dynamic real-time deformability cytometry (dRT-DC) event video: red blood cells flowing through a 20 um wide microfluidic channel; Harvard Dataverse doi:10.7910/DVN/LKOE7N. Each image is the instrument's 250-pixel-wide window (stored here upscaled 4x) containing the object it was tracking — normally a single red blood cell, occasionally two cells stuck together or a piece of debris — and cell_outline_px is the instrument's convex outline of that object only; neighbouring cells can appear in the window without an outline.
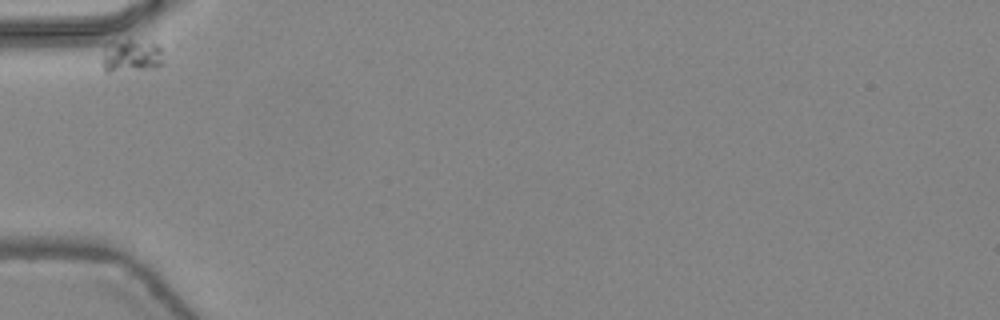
{"species": "common noctule bat (a hibernating species)", "species_latin": "Nyctalus noctula", "temperature_condition": "warm", "stored_images_in_passage": 35, "camera_frame_rate_fps": 3000, "um_per_image_px": 0.085, "animal": {"sex": "female", "body_mass_g": 24.6, "forearm_length_mm": 56.2}, "frame": {"image": 1, "passage_image": 1, "time_ms": 0.0, "image_size_px": [1000, 320], "cell_outline_px": [[164, 64], [152, 68], [112, 72], [104, 72], [100, 64], [100, 60], [104, 48], [128, 40], [132, 40], [156, 44], [160, 48]], "centroid_in_image_um": [11.13, 4.81], "position_along_channel_um": 73.9, "area_um2": 11.5}}